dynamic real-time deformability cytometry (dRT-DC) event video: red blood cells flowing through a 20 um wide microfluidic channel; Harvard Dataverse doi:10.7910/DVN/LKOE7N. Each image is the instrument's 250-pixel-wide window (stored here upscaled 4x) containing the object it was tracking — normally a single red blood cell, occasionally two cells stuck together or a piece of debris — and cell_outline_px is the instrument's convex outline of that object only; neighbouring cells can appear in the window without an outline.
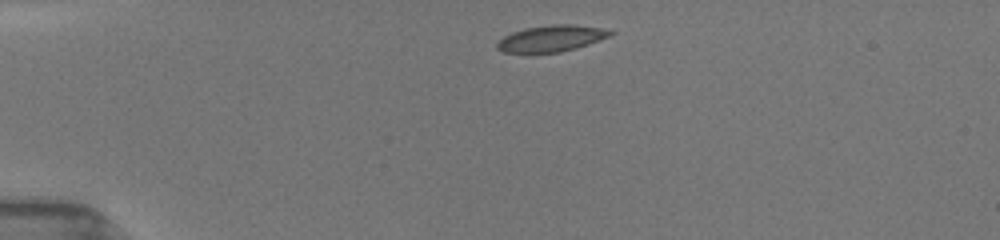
{"species": "common noctule bat (a hibernating species)", "species_latin": "Nyctalus noctula", "temperature_condition": "room temperature", "stored_images_in_passage": 4, "camera_frame_rate_fps": 3000, "um_per_image_px": 0.085, "animal": {"sex": "female", "body_mass_g": 19.5, "forearm_length_mm": 54.1}, "frame": {"image": 1, "passage_image": 1, "time_ms": 0.0, "image_size_px": [1000, 240], "cell_outline_px": [[616, 32], [612, 36], [576, 48], [560, 52], [504, 52], [496, 48], [496, 44], [504, 36], [512, 32], [524, 28], [552, 24], [572, 24], [600, 28]], "centroid_in_image_um": [46.88, 3.26], "position_along_channel_um": 38.1, "area_um2": 17.28}}
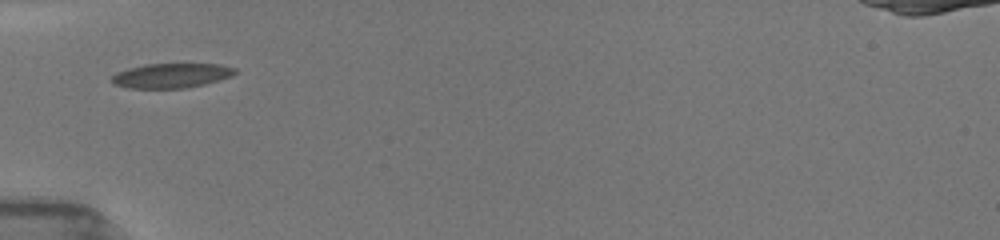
{"frame": {"image": 2, "passage_image": 3, "time_ms": 2.0, "image_size_px": [1000, 240], "cell_outline_px": [[236, 72], [232, 76], [220, 80], [204, 84], [184, 88], [128, 88], [112, 84], [112, 76], [116, 72], [128, 68], [144, 64], [220, 64], [236, 68]], "centroid_in_image_um": [14.55, 6.42], "position_along_channel_um": 70.4, "area_um2": 17.74}}